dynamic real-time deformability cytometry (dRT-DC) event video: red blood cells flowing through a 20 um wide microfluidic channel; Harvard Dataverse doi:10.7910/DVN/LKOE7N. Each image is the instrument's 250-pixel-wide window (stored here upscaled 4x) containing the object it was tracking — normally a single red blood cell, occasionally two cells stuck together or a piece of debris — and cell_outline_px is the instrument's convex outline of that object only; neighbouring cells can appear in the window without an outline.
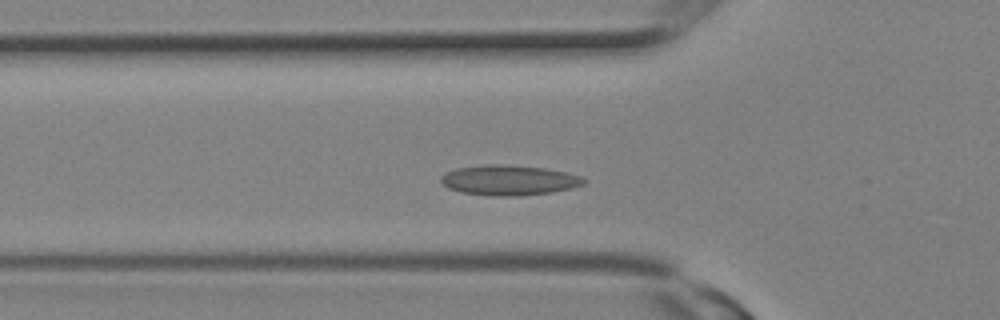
{"species": "Egyptian fruit bat (a non-hibernating species)", "species_latin": "Rousettus aegyptiacus", "temperature_condition": "room temperature", "stored_images_in_passage": 14, "camera_frame_rate_fps": 3000, "um_per_image_px": 0.085, "animal": {"sex": "female"}, "frame": {"image": 1, "passage_image": 7, "time_ms": 2.0, "image_size_px": [1000, 320], "cell_outline_px": [[588, 180], [584, 184], [572, 188], [552, 192], [516, 196], [492, 196], [460, 192], [448, 188], [440, 180], [440, 176], [456, 168], [488, 164], [508, 164], [544, 168], [564, 172], [580, 176]], "centroid_in_image_um": [43.26, 15.31], "position_along_channel_um": 82.5, "area_um2": 25.14}}
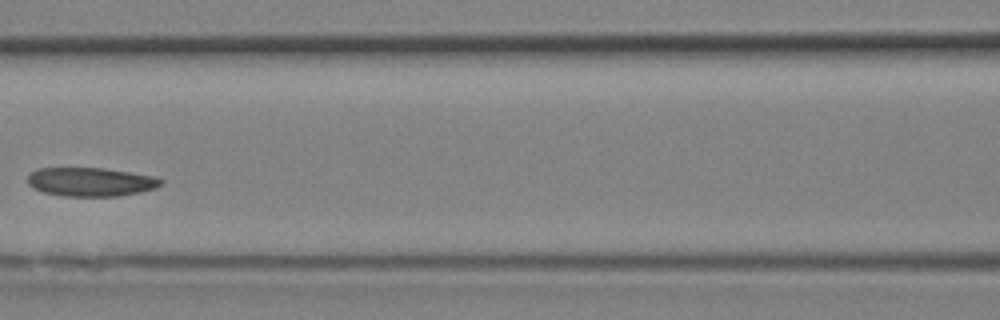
{"frame": {"image": 2, "passage_image": 10, "time_ms": 3.0, "image_size_px": [1000, 320], "cell_outline_px": [[164, 184], [156, 188], [140, 192], [116, 196], [64, 196], [44, 192], [32, 188], [28, 184], [28, 176], [36, 168], [104, 168], [152, 176], [164, 180]], "centroid_in_image_um": [7.71, 15.46], "position_along_channel_um": 158.9, "area_um2": 22.31}}